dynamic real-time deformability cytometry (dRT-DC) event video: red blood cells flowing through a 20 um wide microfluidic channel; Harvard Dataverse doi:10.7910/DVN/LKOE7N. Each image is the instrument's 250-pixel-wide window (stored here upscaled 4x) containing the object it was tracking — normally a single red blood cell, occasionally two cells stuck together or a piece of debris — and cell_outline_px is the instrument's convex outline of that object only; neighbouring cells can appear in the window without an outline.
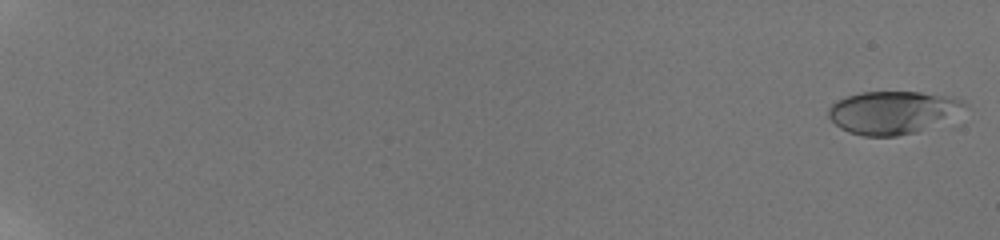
{"species": "human", "species_latin": "Homo sapiens", "temperature_condition": "room temperature", "stored_images_in_passage": 70, "camera_frame_rate_fps": 3000, "um_per_image_px": 0.085, "donor": {"sex": "male"}, "frame": {"image": 1, "passage_image": 1, "time_ms": 0.0, "image_size_px": [1000, 240], "cell_outline_px": [[968, 104], [944, 120], [916, 132], [896, 136], [864, 136], [848, 132], [840, 128], [828, 116], [828, 108], [836, 100], [860, 92], [920, 92], [952, 96], [964, 100]], "centroid_in_image_um": [75.82, 9.54], "position_along_channel_um": 9.2, "area_um2": 33.58}}
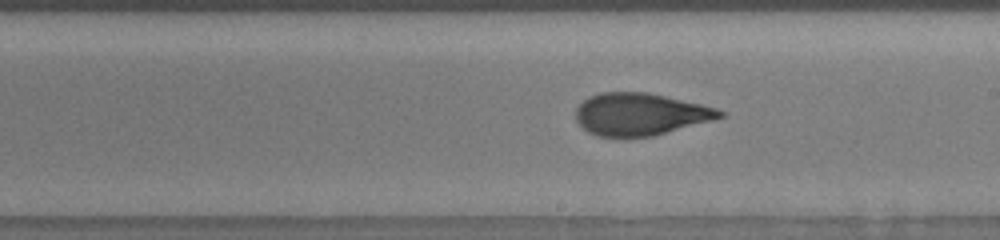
{"frame": {"image": 2, "passage_image": 48, "time_ms": 12.333, "image_size_px": [1000, 240], "cell_outline_px": [[724, 116], [712, 120], [652, 136], [600, 136], [588, 132], [576, 120], [576, 108], [588, 96], [600, 92], [648, 92], [700, 104], [716, 108], [724, 112]], "centroid_in_image_um": [54.39, 9.69], "position_along_channel_um": 234.6, "area_um2": 35.03}}
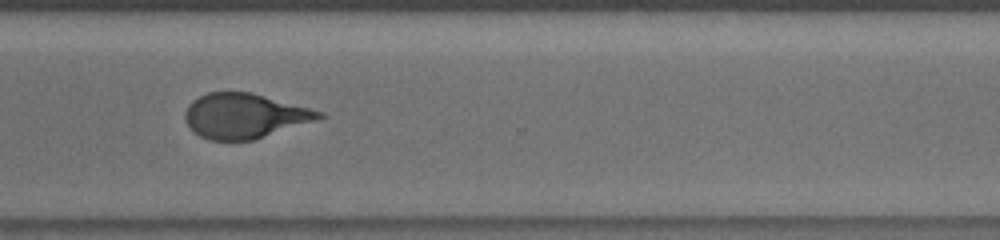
{"frame": {"image": 3, "passage_image": 60, "time_ms": 15.333, "image_size_px": [1000, 240], "cell_outline_px": [[328, 116], [316, 120], [252, 140], [208, 140], [200, 136], [188, 124], [184, 116], [184, 112], [188, 104], [192, 100], [208, 92], [252, 92], [324, 112]], "centroid_in_image_um": [20.79, 9.83], "position_along_channel_um": 349.8, "area_um2": 34.8}, "authors_computed_cell_mechanics": {"area_um2": 34.6222, "velocity_mm_per_s": 3.847, "shape_relaxation_time_tau1_ms": 4.1609, "shape_relaxation_time_tau2_ms": 1.2765, "deformation_change_tau1": 0.1781, "deformation_change_tau2": 0.095}}